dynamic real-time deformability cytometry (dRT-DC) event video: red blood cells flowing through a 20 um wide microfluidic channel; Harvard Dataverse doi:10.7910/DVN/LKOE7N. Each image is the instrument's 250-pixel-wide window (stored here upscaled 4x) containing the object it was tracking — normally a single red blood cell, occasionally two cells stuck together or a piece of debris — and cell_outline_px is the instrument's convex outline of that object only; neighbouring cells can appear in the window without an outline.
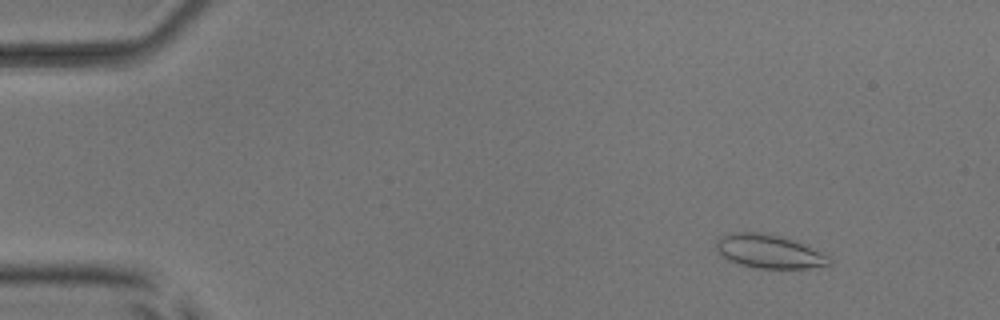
{"species": "common noctule bat (a hibernating species)", "species_latin": "Nyctalus noctula", "temperature_condition": "room temperature", "stored_images_in_passage": 13, "camera_frame_rate_fps": 3000, "um_per_image_px": 0.085, "animal": {"sex": "male", "body_mass_g": 17.9, "forearm_length_mm": 54.2}, "frame": {"image": 1, "passage_image": 3, "time_ms": 0.667, "image_size_px": [1000, 320], "cell_outline_px": [[832, 264], [808, 268], [756, 268], [740, 264], [728, 260], [716, 248], [716, 244], [720, 236], [732, 232], [760, 232], [780, 236], [792, 240], [820, 252], [828, 256], [832, 260]], "centroid_in_image_um": [65.35, 21.37], "position_along_channel_um": 19.6, "area_um2": 21.79}}